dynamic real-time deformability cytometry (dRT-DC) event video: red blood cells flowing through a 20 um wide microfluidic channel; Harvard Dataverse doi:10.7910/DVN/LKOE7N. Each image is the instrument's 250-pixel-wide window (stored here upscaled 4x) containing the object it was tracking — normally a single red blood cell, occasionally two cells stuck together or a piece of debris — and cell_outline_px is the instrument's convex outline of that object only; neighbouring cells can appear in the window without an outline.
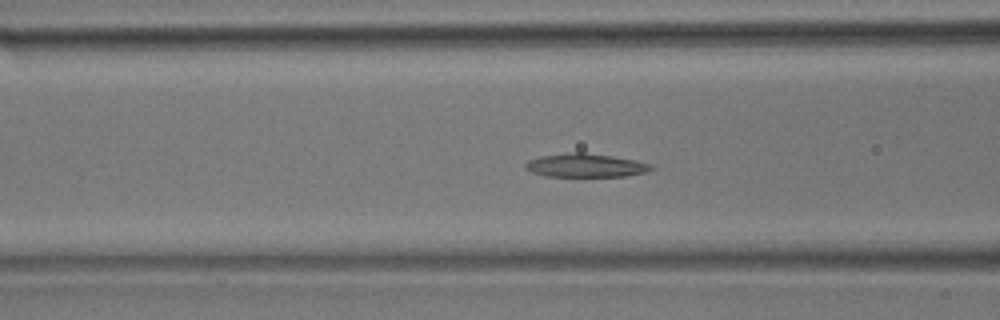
{"species": "common noctule bat (a hibernating species)", "species_latin": "Nyctalus noctula", "temperature_condition": "room temperature", "stored_images_in_passage": 45, "camera_frame_rate_fps": 3000, "um_per_image_px": 0.085, "animal": {"sex": "male", "body_mass_g": 17.9}, "frame": {"image": 1, "passage_image": 17, "time_ms": 5.333, "image_size_px": [1000, 320], "cell_outline_px": [[656, 168], [648, 172], [624, 176], [548, 176], [532, 172], [524, 168], [524, 164], [528, 160], [540, 156], [576, 152], [584, 152], [612, 156], [652, 164]], "centroid_in_image_um": [49.79, 14.06], "position_along_channel_um": 116.8, "area_um2": 17.17}}
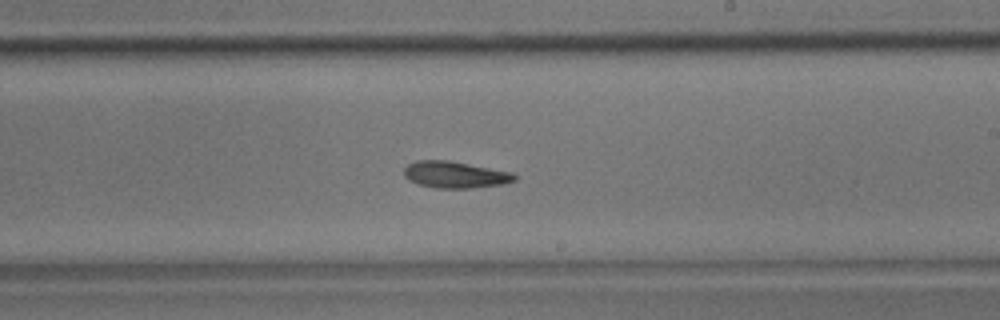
{"frame": {"image": 2, "passage_image": 26, "time_ms": 8.333, "image_size_px": [1000, 320], "cell_outline_px": [[516, 180], [504, 184], [472, 188], [436, 188], [416, 184], [408, 180], [404, 176], [404, 168], [408, 164], [416, 160], [448, 160], [512, 172], [516, 176]], "centroid_in_image_um": [38.66, 14.85], "position_along_channel_um": 250.3, "area_um2": 17.28}}
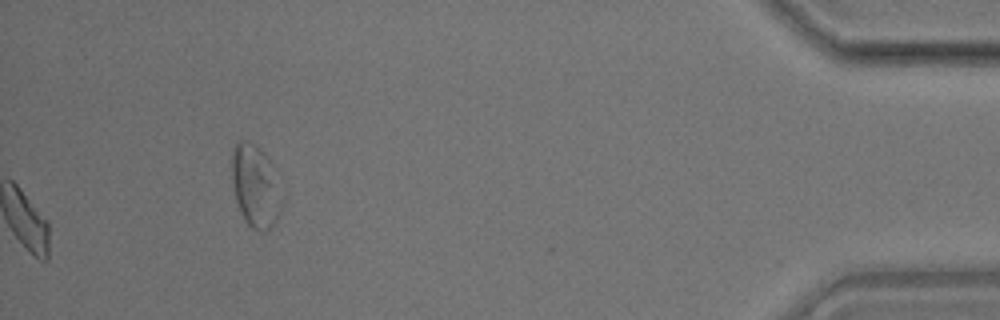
{"frame": {"image": 3, "passage_image": 45, "time_ms": 14.667, "image_size_px": [1000, 320], "cell_outline_px": [[276, 220], [264, 232], [252, 228], [244, 220], [240, 212], [236, 200], [232, 180], [232, 148], [240, 140], [248, 140], [256, 144], [268, 160], [276, 216]], "centroid_in_image_um": [21.5, 15.76], "position_along_channel_um": 413.7, "area_um2": 21.5}}